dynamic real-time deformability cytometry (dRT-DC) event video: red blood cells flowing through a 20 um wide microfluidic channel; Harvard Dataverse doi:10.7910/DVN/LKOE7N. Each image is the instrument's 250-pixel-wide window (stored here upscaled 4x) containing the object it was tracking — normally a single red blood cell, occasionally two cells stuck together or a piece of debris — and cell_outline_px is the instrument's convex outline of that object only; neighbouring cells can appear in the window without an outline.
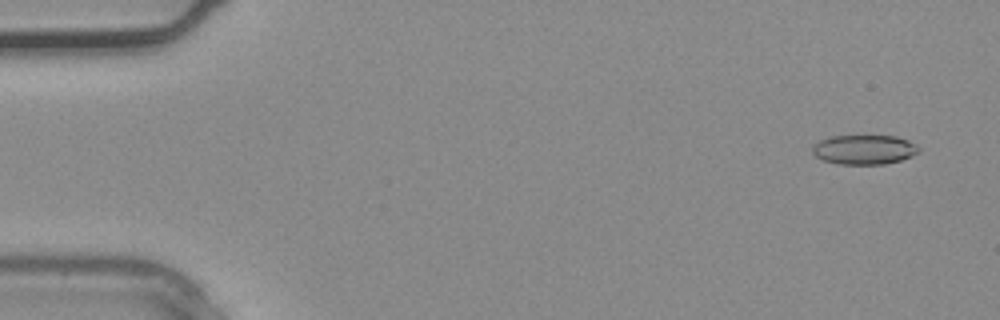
{"species": "common noctule bat (a hibernating species)", "species_latin": "Nyctalus noctula", "temperature_condition": "warm", "stored_images_in_passage": 3, "camera_frame_rate_fps": 3000, "um_per_image_px": 0.085, "animal": {"sex": "male", "body_mass_g": 20.4}, "frame": {"image": 1, "passage_image": 1, "time_ms": 0.0, "image_size_px": [1000, 320], "cell_outline_px": [[920, 152], [912, 156], [900, 160], [884, 164], [840, 164], [824, 160], [816, 156], [812, 152], [812, 144], [820, 140], [832, 136], [896, 136], [908, 140], [916, 144], [920, 148]], "centroid_in_image_um": [73.47, 12.71], "position_along_channel_um": 11.5, "area_um2": 18.32}}
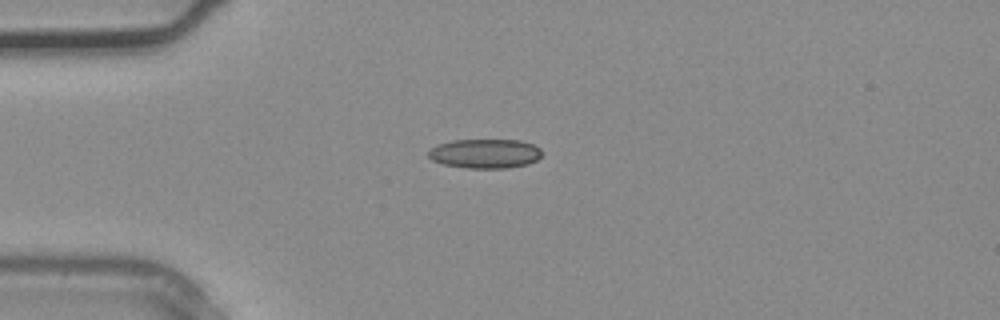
{"frame": {"image": 2, "passage_image": 3, "time_ms": 0.667, "image_size_px": [1000, 320], "cell_outline_px": [[540, 156], [536, 160], [528, 164], [508, 168], [468, 168], [444, 164], [432, 160], [428, 156], [428, 152], [436, 144], [452, 140], [520, 140], [532, 144], [540, 148]], "centroid_in_image_um": [41.21, 13.05], "position_along_channel_um": 43.8, "area_um2": 19.36}}